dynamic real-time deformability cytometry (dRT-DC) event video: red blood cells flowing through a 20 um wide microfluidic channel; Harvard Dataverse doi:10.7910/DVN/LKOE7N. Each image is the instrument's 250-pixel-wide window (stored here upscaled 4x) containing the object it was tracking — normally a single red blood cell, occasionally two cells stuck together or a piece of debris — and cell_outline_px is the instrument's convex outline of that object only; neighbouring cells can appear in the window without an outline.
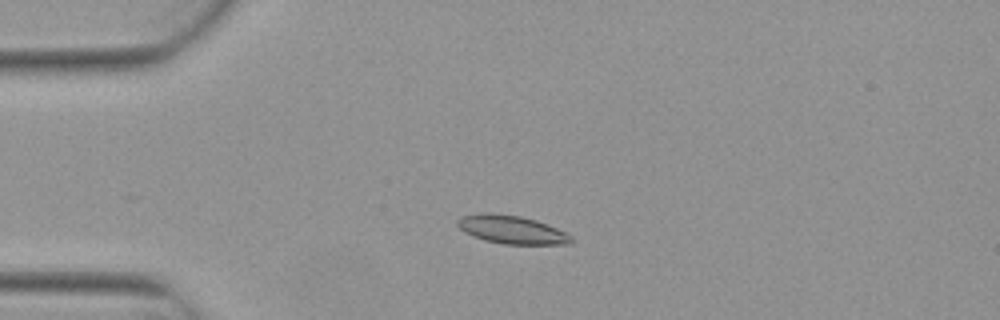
{"species": "Egyptian fruit bat (a non-hibernating species)", "species_latin": "Rousettus aegyptiacus", "temperature_condition": "warm", "stored_images_in_passage": 4, "camera_frame_rate_fps": 3000, "um_per_image_px": 0.085, "animal": {"sex": "female"}, "frame": {"image": 1, "passage_image": 3, "time_ms": 0.667, "image_size_px": [1000, 320], "cell_outline_px": [[572, 244], [500, 244], [484, 240], [472, 236], [464, 232], [456, 224], [456, 220], [460, 216], [484, 212], [492, 212], [520, 216], [536, 220], [556, 228], [572, 236]], "centroid_in_image_um": [43.44, 19.51], "position_along_channel_um": 41.6, "area_um2": 18.9}}